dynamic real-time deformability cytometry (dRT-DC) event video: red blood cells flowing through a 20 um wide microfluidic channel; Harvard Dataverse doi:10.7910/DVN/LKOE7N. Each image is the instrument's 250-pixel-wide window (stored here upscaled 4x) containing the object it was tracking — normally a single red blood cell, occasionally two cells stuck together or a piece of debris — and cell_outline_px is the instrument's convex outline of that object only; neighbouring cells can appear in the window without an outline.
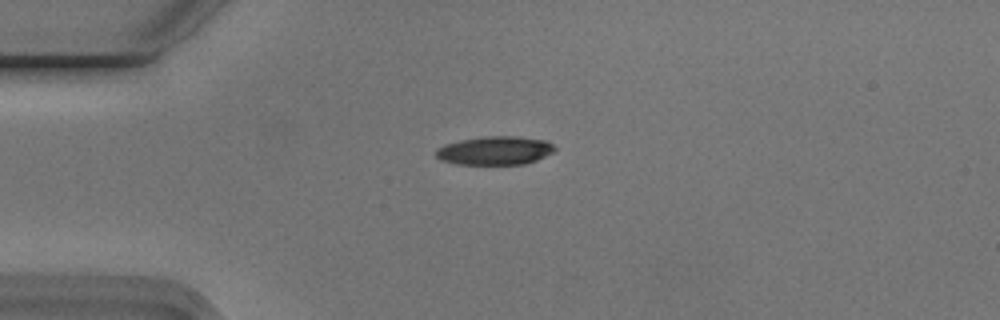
{"species": "Egyptian fruit bat (a non-hibernating species)", "species_latin": "Rousettus aegyptiacus", "temperature_condition": "cold", "stored_images_in_passage": 8, "camera_frame_rate_fps": 3000, "um_per_image_px": 0.085, "animal": {"sex": "male"}, "frame": {"image": 1, "passage_image": 1, "time_ms": 0.0, "image_size_px": [1000, 320], "cell_outline_px": [[556, 148], [552, 152], [536, 160], [524, 164], [456, 164], [440, 160], [436, 156], [436, 148], [444, 144], [460, 140], [484, 136], [516, 136], [544, 140], [552, 144]], "centroid_in_image_um": [42.03, 12.79], "position_along_channel_um": 43.0, "area_um2": 19.71}}
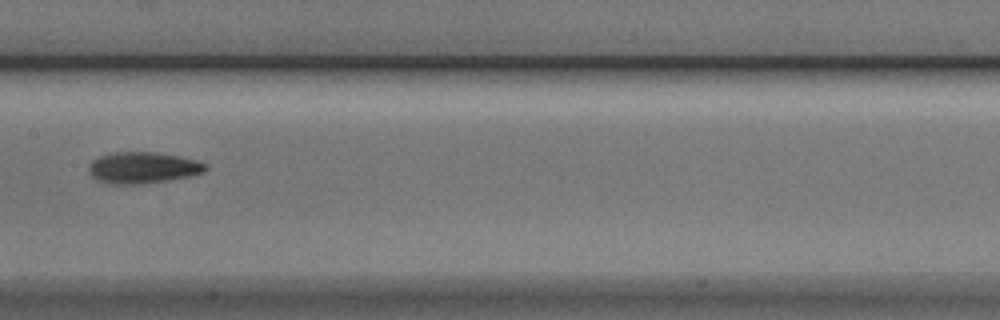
{"frame": {"image": 2, "passage_image": 5, "time_ms": 1.333, "image_size_px": [1000, 320], "cell_outline_px": [[208, 168], [204, 172], [188, 176], [168, 180], [144, 184], [108, 184], [96, 180], [88, 172], [88, 164], [92, 160], [100, 156], [112, 152], [152, 152], [180, 156], [196, 160], [208, 164]], "centroid_in_image_um": [12.11, 14.26], "position_along_channel_um": 195.3, "area_um2": 21.56}}
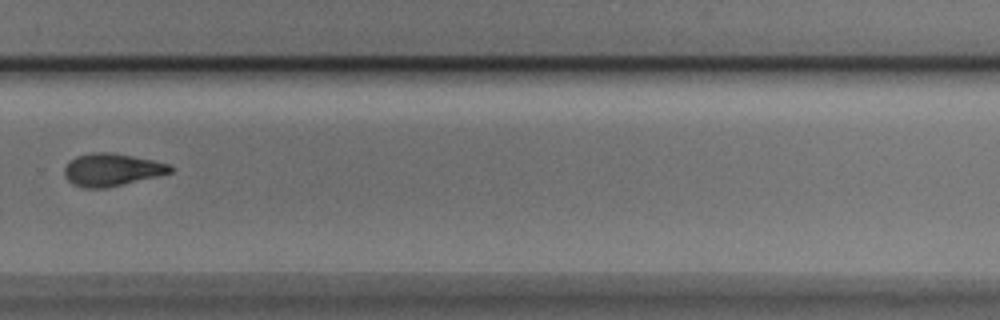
{"frame": {"image": 3, "passage_image": 8, "time_ms": 2.333, "image_size_px": [1000, 320], "cell_outline_px": [[172, 172], [108, 188], [84, 188], [72, 184], [64, 176], [64, 168], [76, 156], [92, 152], [108, 152], [132, 156], [152, 160], [168, 164], [172, 168]], "centroid_in_image_um": [9.46, 14.44], "position_along_channel_um": 320.3, "area_um2": 19.88}}